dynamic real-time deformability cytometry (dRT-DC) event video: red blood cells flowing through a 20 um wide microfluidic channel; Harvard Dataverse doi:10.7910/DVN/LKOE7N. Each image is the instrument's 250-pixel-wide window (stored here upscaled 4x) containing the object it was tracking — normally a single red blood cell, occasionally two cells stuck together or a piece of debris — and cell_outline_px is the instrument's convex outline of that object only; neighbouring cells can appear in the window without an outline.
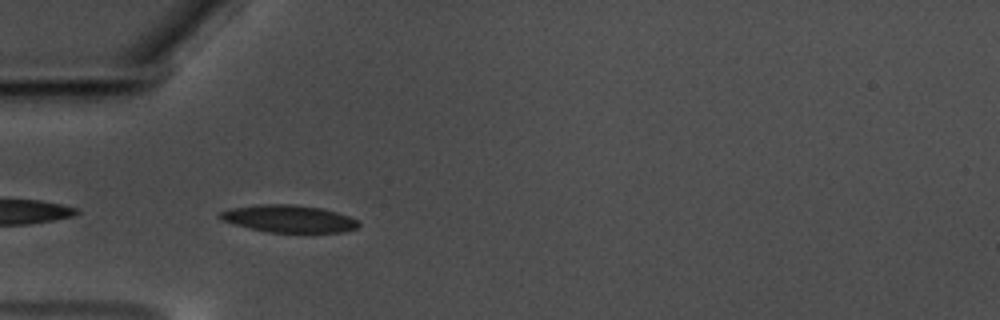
{"species": "common noctule bat (a hibernating species)", "species_latin": "Nyctalus noctula", "temperature_condition": "warm", "stored_images_in_passage": 42, "camera_frame_rate_fps": 3000, "um_per_image_px": 0.085, "animal": {"sex": "male", "body_mass_g": 17.5, "forearm_length_mm": 52.3}, "frame": {"image": 1, "passage_image": 2, "time_ms": 0.333, "image_size_px": [1000, 320], "cell_outline_px": [[360, 224], [356, 228], [344, 232], [268, 232], [220, 220], [216, 216], [216, 212], [228, 208], [260, 204], [292, 204], [320, 208], [336, 212], [348, 216], [356, 220]], "centroid_in_image_um": [24.47, 18.58], "position_along_channel_um": 60.5, "area_um2": 22.02}}
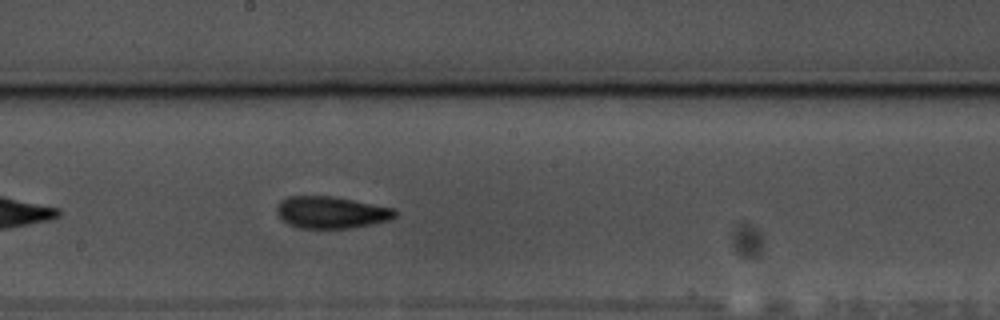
{"frame": {"image": 2, "passage_image": 16, "time_ms": 5.0, "image_size_px": [1000, 320], "cell_outline_px": [[396, 216], [388, 220], [372, 224], [352, 228], [300, 228], [288, 224], [276, 212], [276, 208], [280, 200], [288, 196], [332, 196], [396, 208]], "centroid_in_image_um": [28.16, 18.05], "position_along_channel_um": 220.0, "area_um2": 22.02}}
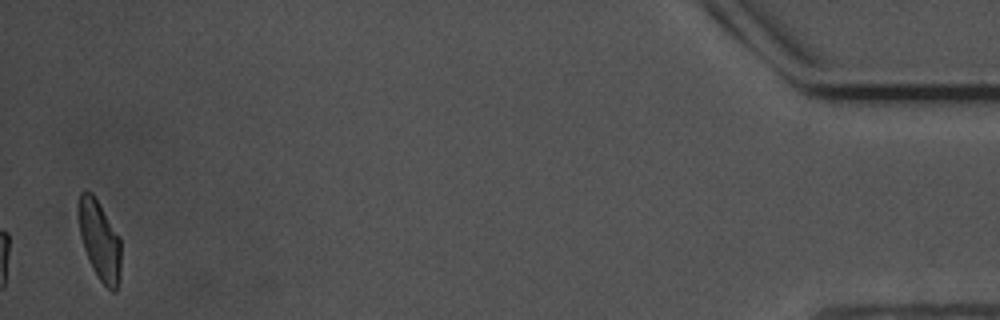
{"frame": {"image": 3, "passage_image": 41, "time_ms": 13.333, "image_size_px": [1000, 320], "cell_outline_px": [[120, 280], [116, 292], [112, 292], [96, 276], [92, 268], [84, 248], [80, 236], [80, 192], [92, 192], [120, 236]], "centroid_in_image_um": [8.51, 20.5], "position_along_channel_um": 426.7, "area_um2": 19.36}, "authors_computed_cell_mechanics": {"area_um2": 21.386, "velocity_mm_per_s": 3.514, "shape_relaxation_time_tau1_ms": 3.9723, "shape_relaxation_time_tau2_ms": 2.1354, "deformation_change_tau1": 0.1568, "deformation_change_tau2": 0.0999}}